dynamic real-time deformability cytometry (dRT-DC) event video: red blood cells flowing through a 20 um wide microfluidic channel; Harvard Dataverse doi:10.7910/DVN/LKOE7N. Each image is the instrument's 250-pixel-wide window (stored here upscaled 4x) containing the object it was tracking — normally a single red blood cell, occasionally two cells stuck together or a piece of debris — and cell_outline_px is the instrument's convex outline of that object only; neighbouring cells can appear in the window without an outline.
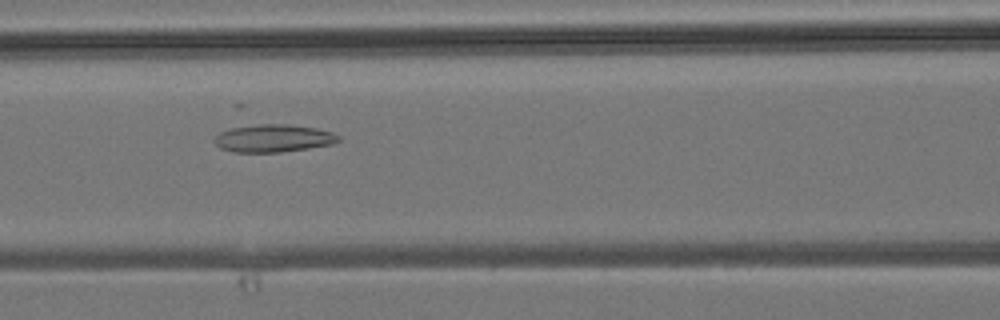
{"species": "common noctule bat (a hibernating species)", "species_latin": "Nyctalus noctula", "temperature_condition": "room temperature", "stored_images_in_passage": 37, "camera_frame_rate_fps": 3000, "um_per_image_px": 0.085, "animal": {"sex": "male", "body_mass_g": 19.2, "forearm_length_mm": 51.8}, "frame": {"image": 1, "passage_image": 12, "time_ms": 3.667, "image_size_px": [1000, 320], "cell_outline_px": [[340, 140], [332, 144], [308, 148], [280, 152], [232, 152], [220, 148], [212, 140], [220, 132], [240, 124], [288, 124], [316, 128], [332, 132], [340, 136]], "centroid_in_image_um": [23.19, 11.74], "position_along_channel_um": 143.4, "area_um2": 20.29}}
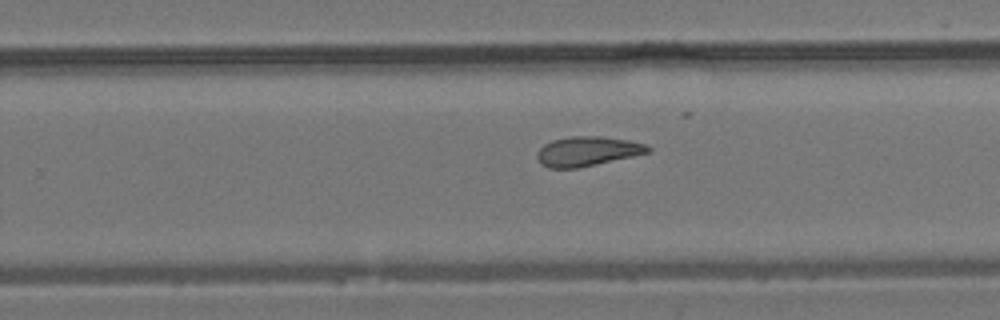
{"frame": {"image": 2, "passage_image": 21, "time_ms": 6.667, "image_size_px": [1000, 320], "cell_outline_px": [[652, 152], [596, 164], [576, 168], [548, 168], [540, 164], [536, 156], [536, 152], [544, 144], [552, 140], [572, 136], [600, 136], [628, 140], [644, 144], [652, 148]], "centroid_in_image_um": [49.91, 12.86], "position_along_channel_um": 279.9, "area_um2": 19.13}}
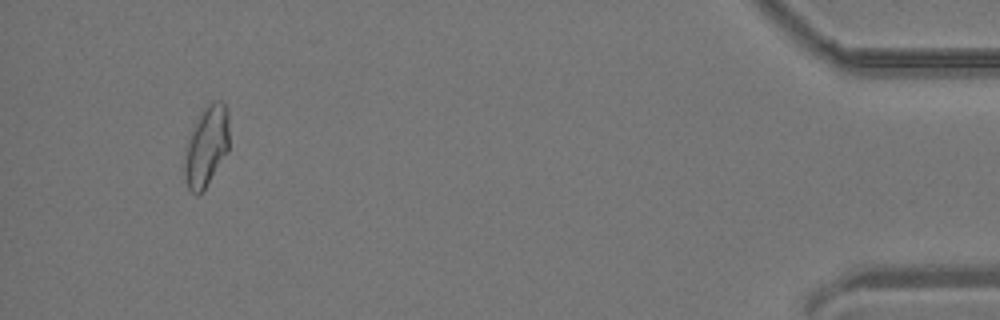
{"frame": {"image": 3, "passage_image": 35, "time_ms": 11.333, "image_size_px": [1000, 320], "cell_outline_px": [[228, 152], [204, 188], [196, 196], [188, 188], [184, 176], [184, 156], [192, 132], [200, 112], [204, 104], [212, 100], [220, 100], [224, 104], [228, 112]], "centroid_in_image_um": [17.55, 12.39], "position_along_channel_um": 417.6, "area_um2": 20.69}}